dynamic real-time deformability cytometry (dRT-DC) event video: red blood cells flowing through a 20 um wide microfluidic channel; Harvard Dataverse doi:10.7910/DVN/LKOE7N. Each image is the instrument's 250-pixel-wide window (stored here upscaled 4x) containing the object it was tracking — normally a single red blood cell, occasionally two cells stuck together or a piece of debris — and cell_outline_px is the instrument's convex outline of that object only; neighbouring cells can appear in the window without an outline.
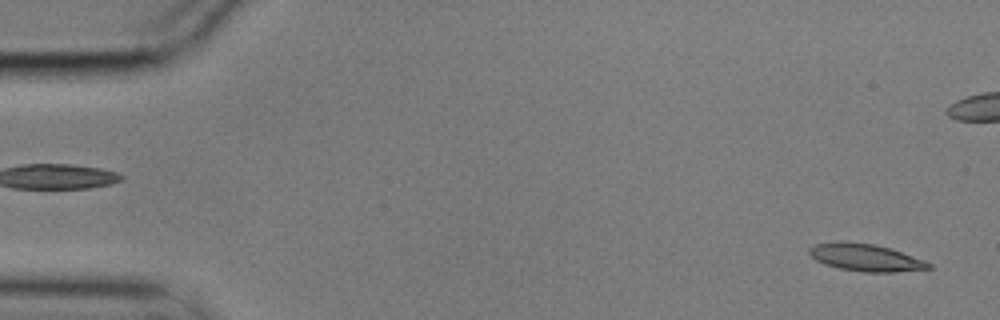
{"species": "common noctule bat (a hibernating species)", "species_latin": "Nyctalus noctula", "temperature_condition": "cold", "stored_images_in_passage": 57, "camera_frame_rate_fps": 3000, "um_per_image_px": 0.085, "animal": {"sex": "male", "body_mass_g": 17.9}, "frame": {"image": 1, "passage_image": 2, "time_ms": 0.333, "image_size_px": [1000, 320], "cell_outline_px": [[932, 268], [896, 272], [864, 272], [840, 268], [824, 264], [816, 260], [808, 252], [808, 248], [812, 244], [840, 240], [844, 240], [876, 244], [924, 260], [932, 264]], "centroid_in_image_um": [73.52, 21.87], "position_along_channel_um": 11.5, "area_um2": 19.13}}
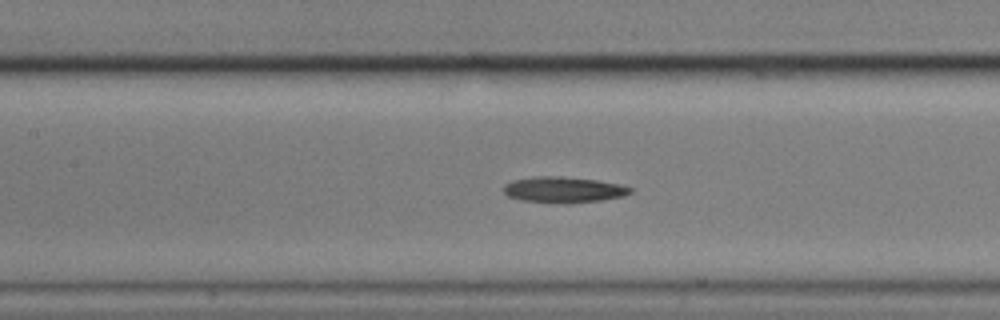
{"frame": {"image": 2, "passage_image": 25, "time_ms": 8.0, "image_size_px": [1000, 320], "cell_outline_px": [[632, 192], [624, 196], [600, 200], [564, 204], [520, 200], [508, 196], [504, 192], [504, 184], [512, 180], [532, 176], [560, 176], [596, 180], [620, 184], [632, 188]], "centroid_in_image_um": [47.88, 16.12], "position_along_channel_um": 159.5, "area_um2": 19.25}}
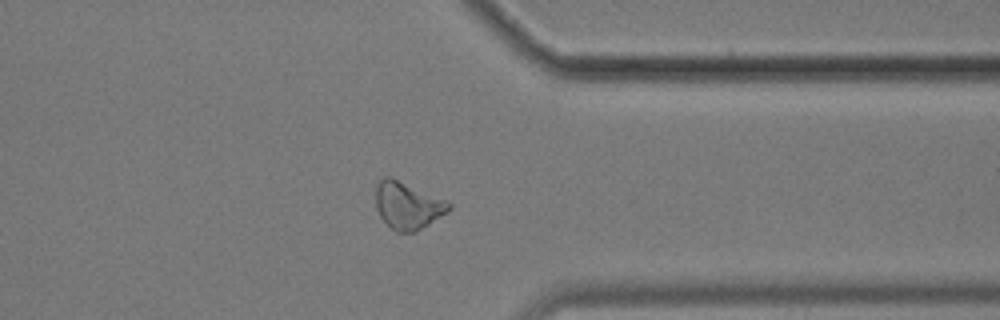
{"frame": {"image": 3, "passage_image": 44, "time_ms": 14.333, "image_size_px": [1000, 320], "cell_outline_px": [[452, 208], [448, 212], [416, 232], [396, 232], [380, 216], [376, 208], [376, 184], [384, 176], [392, 176], [452, 204]], "centroid_in_image_um": [34.64, 17.46], "position_along_channel_um": 376.8, "area_um2": 20.0}, "authors_computed_cell_mechanics": {"area_um2": 19.1896, "velocity_mm_per_s": 3.5097, "shape_relaxation_time_tau1_ms": 9.7643, "shape_relaxation_time_tau2_ms": null, "deformation_change_tau1": 0.175, "deformation_change_tau2": null}}